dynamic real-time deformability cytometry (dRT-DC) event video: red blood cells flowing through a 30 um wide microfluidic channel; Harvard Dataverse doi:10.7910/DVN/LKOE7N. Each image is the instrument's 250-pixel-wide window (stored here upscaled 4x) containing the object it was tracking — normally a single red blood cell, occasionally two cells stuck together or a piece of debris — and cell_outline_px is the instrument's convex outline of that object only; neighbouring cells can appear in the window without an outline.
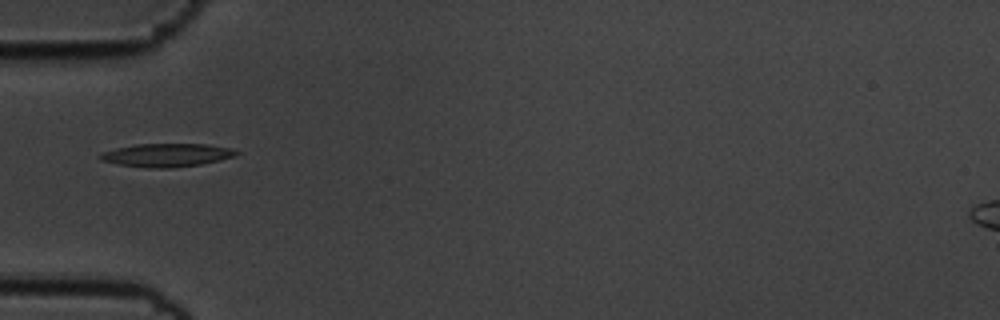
{"species": "common noctule bat (a hibernating species)", "species_latin": "Nyctalus noctula", "temperature_condition": "cold", "stored_images_in_passage": 38, "camera_frame_rate_fps": 3000, "um_per_image_px": 0.085, "animal": {"sex": "male", "body_mass_g": 19.5, "forearm_length_mm": 54.6}, "frame": {"image": 1, "passage_image": 1, "time_ms": 0.0, "image_size_px": [1000, 320], "cell_outline_px": [[240, 152], [236, 156], [220, 160], [200, 164], [172, 168], [148, 168], [120, 164], [100, 160], [96, 156], [104, 152], [116, 148], [136, 144], [208, 144], [232, 148]], "centroid_in_image_um": [14.2, 13.18], "position_along_channel_um": 70.8, "area_um2": 18.5}}
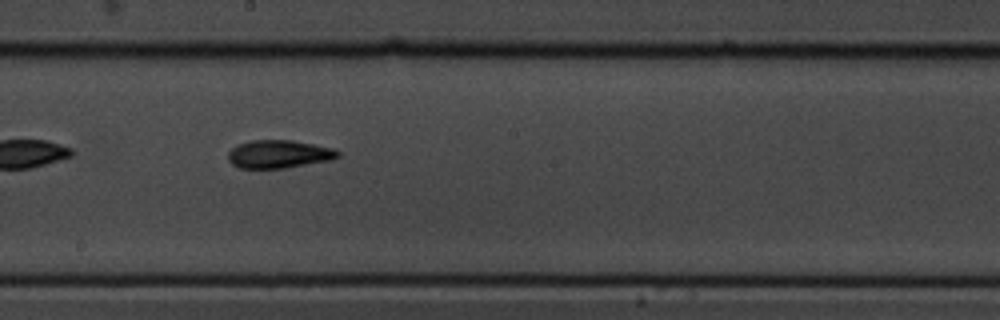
{"frame": {"image": 2, "passage_image": 14, "time_ms": 4.333, "image_size_px": [1000, 320], "cell_outline_px": [[340, 156], [332, 160], [284, 168], [240, 168], [232, 164], [228, 160], [228, 152], [232, 148], [240, 144], [252, 140], [292, 140], [332, 148], [340, 152]], "centroid_in_image_um": [23.71, 13.1], "position_along_channel_um": 224.5, "area_um2": 17.86}}
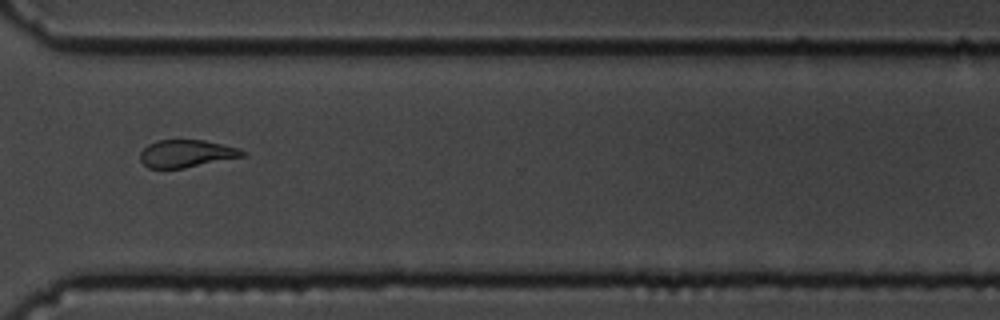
{"frame": {"image": 3, "passage_image": 25, "time_ms": 8.0, "image_size_px": [1000, 320], "cell_outline_px": [[248, 156], [184, 168], [148, 168], [140, 160], [140, 152], [148, 144], [156, 140], [204, 140], [240, 148], [248, 152]], "centroid_in_image_um": [15.9, 13.05], "position_along_channel_um": 354.7, "area_um2": 16.65}, "authors_computed_cell_mechanics": {"area_um2": 17.4267, "velocity_mm_per_s": 3.5574, "shape_relaxation_time_tau1_ms": 3.4253, "shape_relaxation_time_tau2_ms": 5.0712, "deformation_change_tau1": 0.1142, "deformation_change_tau2": 0.1305}}